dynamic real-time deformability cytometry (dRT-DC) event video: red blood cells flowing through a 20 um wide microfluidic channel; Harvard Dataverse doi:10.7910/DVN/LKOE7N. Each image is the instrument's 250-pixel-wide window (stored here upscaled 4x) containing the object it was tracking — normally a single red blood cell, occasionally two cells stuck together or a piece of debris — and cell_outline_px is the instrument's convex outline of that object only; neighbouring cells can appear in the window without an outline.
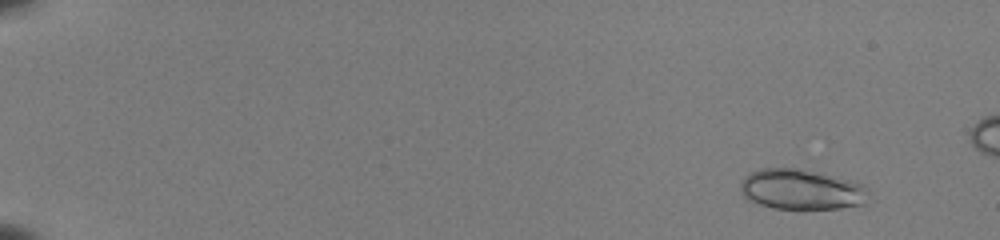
{"species": "common noctule bat (a hibernating species)", "species_latin": "Nyctalus noctula", "temperature_condition": "room temperature", "stored_images_in_passage": 49, "camera_frame_rate_fps": 3000, "um_per_image_px": 0.085, "animal": {"sex": "female", "body_mass_g": 22.0, "forearm_length_mm": 56.7}, "frame": {"image": 1, "passage_image": 1, "time_ms": 0.0, "image_size_px": [1000, 240], "cell_outline_px": [[868, 192], [864, 204], [840, 208], [772, 208], [748, 200], [740, 192], [740, 184], [744, 176], [760, 168], [796, 168], [852, 180], [864, 184]], "centroid_in_image_um": [68.09, 16.1], "position_along_channel_um": 16.9, "area_um2": 29.94}}